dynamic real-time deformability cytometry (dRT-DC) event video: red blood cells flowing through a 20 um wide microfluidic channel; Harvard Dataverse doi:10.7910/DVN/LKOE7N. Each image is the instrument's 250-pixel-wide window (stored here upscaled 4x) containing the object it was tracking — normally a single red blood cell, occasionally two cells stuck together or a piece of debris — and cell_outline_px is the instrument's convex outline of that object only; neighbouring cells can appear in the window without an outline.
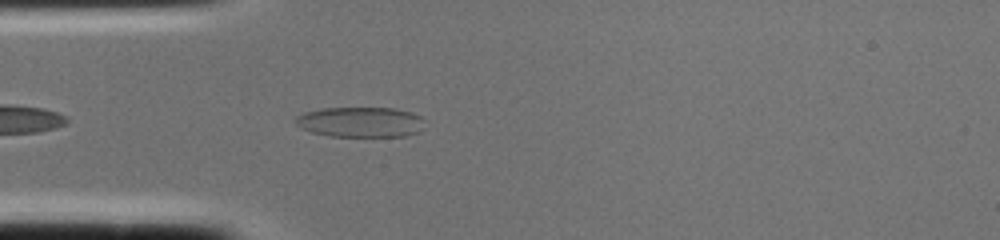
{"species": "common noctule bat (a hibernating species)", "species_latin": "Nyctalus noctula", "temperature_condition": "cold", "stored_images_in_passage": 2, "camera_frame_rate_fps": 3000, "um_per_image_px": 0.085, "animal": {"sex": "female", "body_mass_g": 22.0, "forearm_length_mm": 56.7}, "frame": {"image": 1, "passage_image": 2, "time_ms": 0.333, "image_size_px": [1000, 240], "cell_outline_px": [[424, 120], [420, 132], [404, 136], [332, 136], [312, 132], [300, 128], [292, 120], [296, 116], [304, 112], [324, 108], [392, 108], [412, 112], [420, 116]], "centroid_in_image_um": [30.62, 10.37], "position_along_channel_um": 54.4, "area_um2": 22.83}}